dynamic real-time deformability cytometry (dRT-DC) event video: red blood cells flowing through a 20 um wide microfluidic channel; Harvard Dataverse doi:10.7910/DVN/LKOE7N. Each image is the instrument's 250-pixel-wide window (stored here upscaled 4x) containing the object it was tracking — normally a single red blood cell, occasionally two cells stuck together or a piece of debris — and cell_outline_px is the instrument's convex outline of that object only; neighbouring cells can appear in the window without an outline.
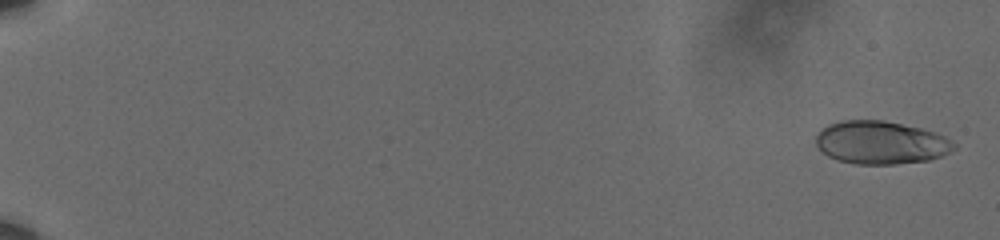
{"species": "human", "species_latin": "Homo sapiens", "temperature_condition": "cold", "stored_images_in_passage": 60, "camera_frame_rate_fps": 3000, "um_per_image_px": 0.085, "donor": {"sex": "male"}, "frame": {"image": 1, "passage_image": 2, "time_ms": 0.333, "image_size_px": [1000, 240], "cell_outline_px": [[956, 148], [940, 156], [928, 160], [896, 164], [856, 164], [836, 160], [828, 156], [816, 144], [816, 136], [820, 128], [828, 124], [840, 120], [884, 120], [920, 128], [936, 132], [952, 140], [956, 144]], "centroid_in_image_um": [74.85, 12.11], "position_along_channel_um": 10.1, "area_um2": 34.74}}
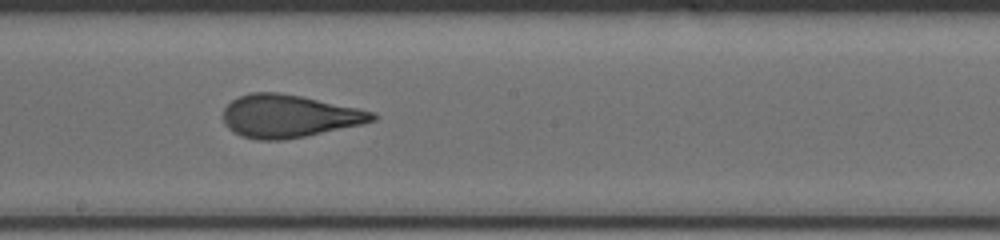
{"frame": {"image": 2, "passage_image": 37, "time_ms": 12.0, "image_size_px": [1000, 240], "cell_outline_px": [[380, 116], [376, 120], [360, 124], [304, 136], [284, 140], [256, 140], [240, 136], [232, 132], [224, 124], [224, 108], [232, 100], [240, 96], [252, 92], [280, 92], [360, 108], [376, 112]], "centroid_in_image_um": [24.56, 9.87], "position_along_channel_um": 223.6, "area_um2": 37.22}}
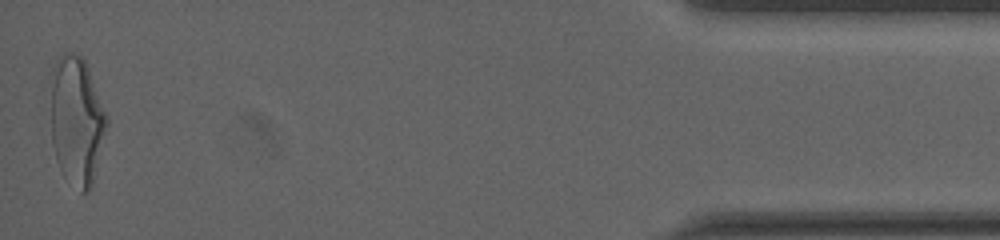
{"frame": {"image": 3, "passage_image": 60, "time_ms": 19.667, "image_size_px": [1000, 240], "cell_outline_px": [[108, 124], [92, 188], [88, 192], [80, 192], [60, 168], [56, 160], [52, 144], [52, 68], [56, 60], [64, 52], [72, 52], [84, 56], [108, 116]], "centroid_in_image_um": [6.55, 10.22], "position_along_channel_um": 428.6, "area_um2": 42.08}, "authors_computed_cell_mechanics": {"area_um2": 36.4718, "velocity_mm_per_s": 3.6226, "shape_relaxation_time_tau1_ms": 5.1622, "shape_relaxation_time_tau2_ms": 0.868, "deformation_change_tau1": 0.1835, "deformation_change_tau2": 0.0852}}